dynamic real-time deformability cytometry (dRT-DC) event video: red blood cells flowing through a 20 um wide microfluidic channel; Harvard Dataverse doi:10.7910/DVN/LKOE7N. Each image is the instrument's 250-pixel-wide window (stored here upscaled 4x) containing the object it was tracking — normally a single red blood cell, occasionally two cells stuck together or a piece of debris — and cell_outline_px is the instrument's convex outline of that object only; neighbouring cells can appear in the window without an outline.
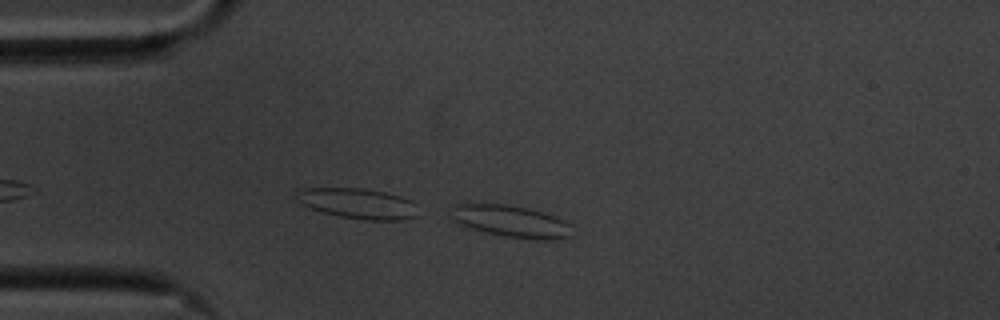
{"species": "common noctule bat (a hibernating species)", "species_latin": "Nyctalus noctula", "temperature_condition": "cold", "stored_images_in_passage": 6, "camera_frame_rate_fps": 3000, "um_per_image_px": 0.085, "animal": {"sex": "male", "body_mass_g": 20.1, "forearm_length_mm": 53.5}, "frame": {"image": 1, "passage_image": 6, "time_ms": 1.667, "image_size_px": [1000, 320], "cell_outline_px": [[572, 236], [552, 240], [536, 240], [504, 236], [484, 232], [448, 220], [452, 208], [460, 204], [508, 204], [528, 208], [564, 220], [568, 224]], "centroid_in_image_um": [43.39, 18.82], "position_along_channel_um": 41.6, "area_um2": 22.43}}